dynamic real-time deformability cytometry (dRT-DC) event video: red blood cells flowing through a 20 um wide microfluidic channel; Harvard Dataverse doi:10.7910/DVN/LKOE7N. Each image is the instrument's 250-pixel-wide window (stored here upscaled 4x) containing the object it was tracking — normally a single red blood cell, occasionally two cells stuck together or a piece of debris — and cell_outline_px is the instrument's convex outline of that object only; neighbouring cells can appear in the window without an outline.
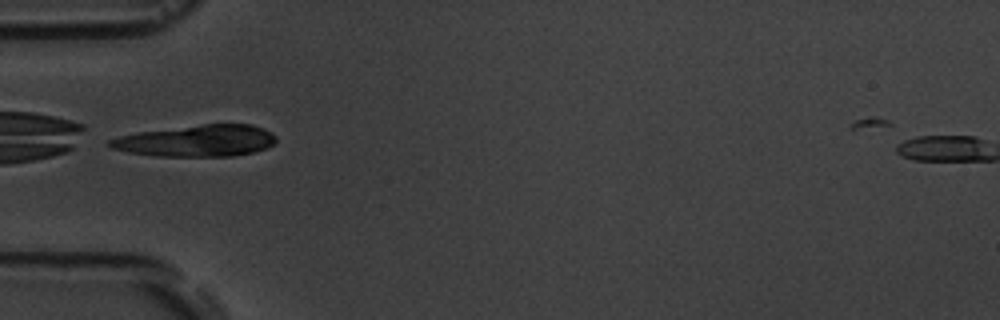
{"species": "common noctule bat (a hibernating species)", "species_latin": "Nyctalus noctula", "temperature_condition": "room temperature", "stored_images_in_passage": 3, "camera_frame_rate_fps": 3000, "um_per_image_px": 0.085, "animal": {"sex": "male", "body_mass_g": 19.5, "forearm_length_mm": 54.6}, "frame": {"image": 1, "passage_image": 2, "time_ms": 1.333, "image_size_px": [1000, 320], "cell_outline_px": [[276, 140], [268, 148], [252, 152], [232, 156], [156, 156], [128, 152], [112, 148], [104, 144], [108, 140], [120, 136], [136, 132], [200, 124], [252, 124], [264, 128], [272, 132], [276, 136]], "centroid_in_image_um": [16.7, 11.96], "position_along_channel_um": 68.3, "area_um2": 30.87}}